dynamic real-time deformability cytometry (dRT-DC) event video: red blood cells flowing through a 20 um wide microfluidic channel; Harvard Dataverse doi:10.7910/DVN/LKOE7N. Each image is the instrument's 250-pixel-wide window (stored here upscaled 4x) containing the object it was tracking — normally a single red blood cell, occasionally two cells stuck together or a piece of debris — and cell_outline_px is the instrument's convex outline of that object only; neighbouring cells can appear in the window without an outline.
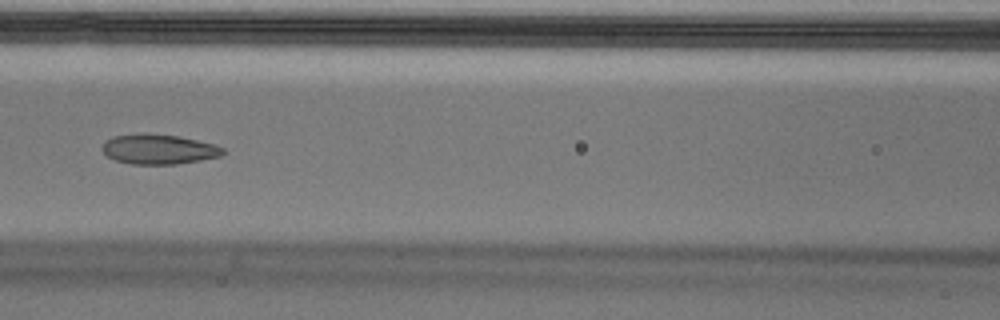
{"species": "Egyptian fruit bat (a non-hibernating species)", "species_latin": "Rousettus aegyptiacus", "temperature_condition": "cold", "stored_images_in_passage": 53, "camera_frame_rate_fps": 3000, "um_per_image_px": 0.085, "animal": {"sex": "male"}, "frame": {"image": 1, "passage_image": 23, "time_ms": 7.333, "image_size_px": [1000, 320], "cell_outline_px": [[224, 152], [220, 156], [200, 160], [176, 164], [132, 164], [116, 160], [108, 156], [100, 148], [104, 140], [112, 136], [180, 136], [216, 144], [224, 148]], "centroid_in_image_um": [13.52, 12.72], "position_along_channel_um": 153.1, "area_um2": 20.35}}
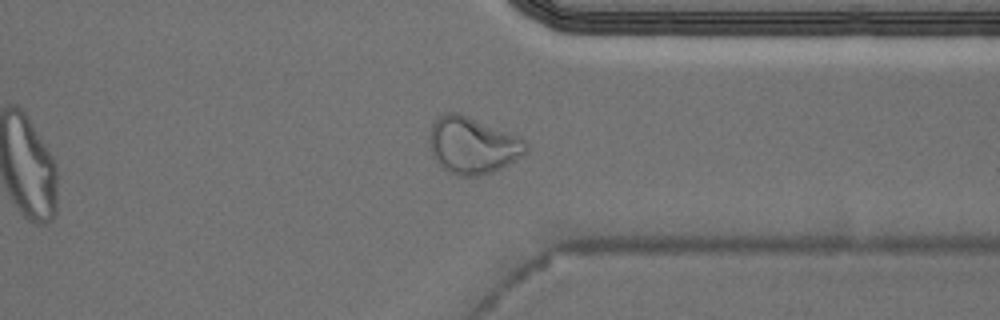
{"frame": {"image": 2, "passage_image": 41, "time_ms": 13.333, "image_size_px": [1000, 320], "cell_outline_px": [[528, 148], [520, 156], [508, 164], [492, 172], [480, 176], [456, 176], [440, 168], [432, 156], [428, 144], [428, 136], [432, 124], [444, 112], [460, 112], [520, 136], [528, 144]], "centroid_in_image_um": [40.12, 12.35], "position_along_channel_um": 371.3, "area_um2": 32.48}}
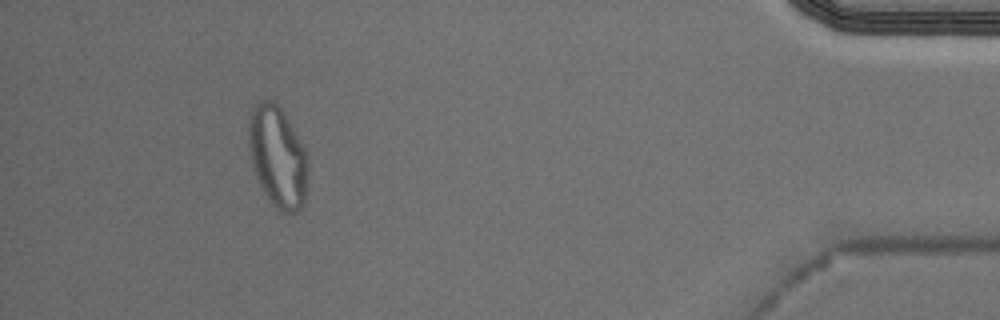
{"frame": {"image": 3, "passage_image": 49, "time_ms": 16.0, "image_size_px": [1000, 320], "cell_outline_px": [[308, 172], [304, 204], [296, 212], [280, 212], [272, 204], [264, 192], [256, 176], [248, 152], [248, 120], [252, 108], [256, 104], [264, 100], [272, 100], [280, 108], [304, 148], [308, 160]], "centroid_in_image_um": [23.58, 13.35], "position_along_channel_um": 411.6, "area_um2": 34.85}, "authors_computed_cell_mechanics": {"area_um2": 22.8888, "velocity_mm_per_s": 3.6662, "shape_relaxation_time_tau1_ms": null, "shape_relaxation_time_tau2_ms": 2.011, "deformation_change_tau1": null, "deformation_change_tau2": 0.0813}}